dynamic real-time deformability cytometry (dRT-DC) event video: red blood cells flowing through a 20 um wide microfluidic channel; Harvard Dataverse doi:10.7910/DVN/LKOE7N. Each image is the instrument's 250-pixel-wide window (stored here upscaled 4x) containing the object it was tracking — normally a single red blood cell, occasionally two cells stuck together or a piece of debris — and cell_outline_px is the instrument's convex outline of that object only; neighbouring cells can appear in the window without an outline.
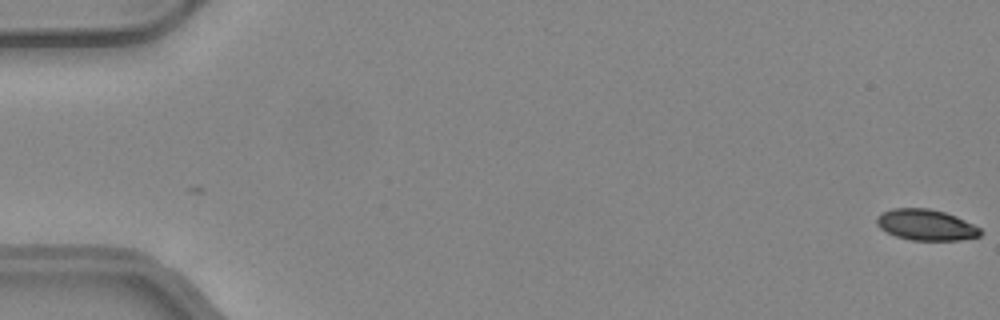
{"species": "common noctule bat (a hibernating species)", "species_latin": "Nyctalus noctula", "temperature_condition": "warm", "stored_images_in_passage": 3, "camera_frame_rate_fps": 3000, "um_per_image_px": 0.085, "animal": {"sex": "female", "body_mass_g": 24.6, "forearm_length_mm": 56.2}, "frame": {"image": 1, "passage_image": 3, "time_ms": 0.667, "image_size_px": [1000, 320], "cell_outline_px": [[984, 232], [980, 236], [960, 240], [912, 240], [896, 236], [880, 228], [876, 224], [876, 216], [892, 208], [928, 208], [944, 212], [956, 216], [980, 228]], "centroid_in_image_um": [78.72, 19.11], "position_along_channel_um": 6.3, "area_um2": 18.67}}